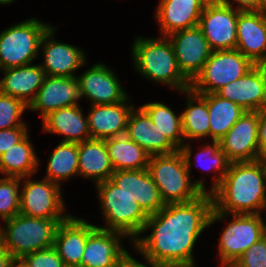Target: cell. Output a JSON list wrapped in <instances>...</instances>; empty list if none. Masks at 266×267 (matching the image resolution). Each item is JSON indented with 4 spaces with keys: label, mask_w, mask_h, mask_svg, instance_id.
I'll use <instances>...</instances> for the list:
<instances>
[{
    "label": "cell",
    "mask_w": 266,
    "mask_h": 267,
    "mask_svg": "<svg viewBox=\"0 0 266 267\" xmlns=\"http://www.w3.org/2000/svg\"><path fill=\"white\" fill-rule=\"evenodd\" d=\"M213 208L211 193L186 203L165 204L157 213L149 215L142 230L151 229L146 236H138L133 248L146 262L164 267L193 264L194 245L202 232L209 227Z\"/></svg>",
    "instance_id": "1"
},
{
    "label": "cell",
    "mask_w": 266,
    "mask_h": 267,
    "mask_svg": "<svg viewBox=\"0 0 266 267\" xmlns=\"http://www.w3.org/2000/svg\"><path fill=\"white\" fill-rule=\"evenodd\" d=\"M213 208L225 214H261L266 210V177L259 160L233 162L211 193Z\"/></svg>",
    "instance_id": "2"
},
{
    "label": "cell",
    "mask_w": 266,
    "mask_h": 267,
    "mask_svg": "<svg viewBox=\"0 0 266 267\" xmlns=\"http://www.w3.org/2000/svg\"><path fill=\"white\" fill-rule=\"evenodd\" d=\"M188 142L174 153L150 156L147 170L164 204L186 203L208 193L203 179L191 181L193 149Z\"/></svg>",
    "instance_id": "3"
},
{
    "label": "cell",
    "mask_w": 266,
    "mask_h": 267,
    "mask_svg": "<svg viewBox=\"0 0 266 267\" xmlns=\"http://www.w3.org/2000/svg\"><path fill=\"white\" fill-rule=\"evenodd\" d=\"M131 52L135 70L142 77L180 92L190 88L191 82L180 71L168 36L138 37Z\"/></svg>",
    "instance_id": "4"
},
{
    "label": "cell",
    "mask_w": 266,
    "mask_h": 267,
    "mask_svg": "<svg viewBox=\"0 0 266 267\" xmlns=\"http://www.w3.org/2000/svg\"><path fill=\"white\" fill-rule=\"evenodd\" d=\"M66 219H46L21 213L4 220L0 227V244L15 260L25 255L53 247L59 224Z\"/></svg>",
    "instance_id": "5"
},
{
    "label": "cell",
    "mask_w": 266,
    "mask_h": 267,
    "mask_svg": "<svg viewBox=\"0 0 266 267\" xmlns=\"http://www.w3.org/2000/svg\"><path fill=\"white\" fill-rule=\"evenodd\" d=\"M96 189L101 213L107 224L97 227L122 233L133 242L142 233L148 215L134 198L123 192L110 179L96 184Z\"/></svg>",
    "instance_id": "6"
},
{
    "label": "cell",
    "mask_w": 266,
    "mask_h": 267,
    "mask_svg": "<svg viewBox=\"0 0 266 267\" xmlns=\"http://www.w3.org/2000/svg\"><path fill=\"white\" fill-rule=\"evenodd\" d=\"M231 217L218 237V256L221 267H231L243 253L266 235V223L262 214H225L212 208L209 226Z\"/></svg>",
    "instance_id": "7"
},
{
    "label": "cell",
    "mask_w": 266,
    "mask_h": 267,
    "mask_svg": "<svg viewBox=\"0 0 266 267\" xmlns=\"http://www.w3.org/2000/svg\"><path fill=\"white\" fill-rule=\"evenodd\" d=\"M51 26L30 18L3 30L0 33V69L33 63L39 56L42 37Z\"/></svg>",
    "instance_id": "8"
},
{
    "label": "cell",
    "mask_w": 266,
    "mask_h": 267,
    "mask_svg": "<svg viewBox=\"0 0 266 267\" xmlns=\"http://www.w3.org/2000/svg\"><path fill=\"white\" fill-rule=\"evenodd\" d=\"M254 66L237 49L212 51L190 88L199 94L216 93L223 86L244 76Z\"/></svg>",
    "instance_id": "9"
},
{
    "label": "cell",
    "mask_w": 266,
    "mask_h": 267,
    "mask_svg": "<svg viewBox=\"0 0 266 267\" xmlns=\"http://www.w3.org/2000/svg\"><path fill=\"white\" fill-rule=\"evenodd\" d=\"M31 176L22 177L19 213L36 218L67 219L71 214L64 213L66 208L61 186L50 180H32Z\"/></svg>",
    "instance_id": "10"
},
{
    "label": "cell",
    "mask_w": 266,
    "mask_h": 267,
    "mask_svg": "<svg viewBox=\"0 0 266 267\" xmlns=\"http://www.w3.org/2000/svg\"><path fill=\"white\" fill-rule=\"evenodd\" d=\"M239 12L217 0H209L205 4L198 27L213 51L236 49Z\"/></svg>",
    "instance_id": "11"
},
{
    "label": "cell",
    "mask_w": 266,
    "mask_h": 267,
    "mask_svg": "<svg viewBox=\"0 0 266 267\" xmlns=\"http://www.w3.org/2000/svg\"><path fill=\"white\" fill-rule=\"evenodd\" d=\"M168 38L180 71L192 82L202 71L213 50L198 26L174 32Z\"/></svg>",
    "instance_id": "12"
},
{
    "label": "cell",
    "mask_w": 266,
    "mask_h": 267,
    "mask_svg": "<svg viewBox=\"0 0 266 267\" xmlns=\"http://www.w3.org/2000/svg\"><path fill=\"white\" fill-rule=\"evenodd\" d=\"M56 28L53 25L43 35L40 43L43 63L41 68L47 76L77 77L74 71L86 65L84 50L54 39Z\"/></svg>",
    "instance_id": "13"
},
{
    "label": "cell",
    "mask_w": 266,
    "mask_h": 267,
    "mask_svg": "<svg viewBox=\"0 0 266 267\" xmlns=\"http://www.w3.org/2000/svg\"><path fill=\"white\" fill-rule=\"evenodd\" d=\"M219 143L231 163L258 160V111H245Z\"/></svg>",
    "instance_id": "14"
},
{
    "label": "cell",
    "mask_w": 266,
    "mask_h": 267,
    "mask_svg": "<svg viewBox=\"0 0 266 267\" xmlns=\"http://www.w3.org/2000/svg\"><path fill=\"white\" fill-rule=\"evenodd\" d=\"M115 72L106 64L97 63L88 68L81 76V98L90 100L91 105L114 104L126 101L129 97L123 89Z\"/></svg>",
    "instance_id": "15"
},
{
    "label": "cell",
    "mask_w": 266,
    "mask_h": 267,
    "mask_svg": "<svg viewBox=\"0 0 266 267\" xmlns=\"http://www.w3.org/2000/svg\"><path fill=\"white\" fill-rule=\"evenodd\" d=\"M80 82L77 77L45 76L42 86L28 106L31 111H40L42 119L50 112L79 104Z\"/></svg>",
    "instance_id": "16"
},
{
    "label": "cell",
    "mask_w": 266,
    "mask_h": 267,
    "mask_svg": "<svg viewBox=\"0 0 266 267\" xmlns=\"http://www.w3.org/2000/svg\"><path fill=\"white\" fill-rule=\"evenodd\" d=\"M124 234L96 227L88 236L80 267H120L130 255L121 245Z\"/></svg>",
    "instance_id": "17"
},
{
    "label": "cell",
    "mask_w": 266,
    "mask_h": 267,
    "mask_svg": "<svg viewBox=\"0 0 266 267\" xmlns=\"http://www.w3.org/2000/svg\"><path fill=\"white\" fill-rule=\"evenodd\" d=\"M216 94L239 105L245 111L266 110V78L259 65L244 76L220 88Z\"/></svg>",
    "instance_id": "18"
},
{
    "label": "cell",
    "mask_w": 266,
    "mask_h": 267,
    "mask_svg": "<svg viewBox=\"0 0 266 267\" xmlns=\"http://www.w3.org/2000/svg\"><path fill=\"white\" fill-rule=\"evenodd\" d=\"M110 180L134 198L148 216L165 206L159 189L147 169L114 171Z\"/></svg>",
    "instance_id": "19"
},
{
    "label": "cell",
    "mask_w": 266,
    "mask_h": 267,
    "mask_svg": "<svg viewBox=\"0 0 266 267\" xmlns=\"http://www.w3.org/2000/svg\"><path fill=\"white\" fill-rule=\"evenodd\" d=\"M97 227L70 215L57 229L54 245L65 267H80L89 234Z\"/></svg>",
    "instance_id": "20"
},
{
    "label": "cell",
    "mask_w": 266,
    "mask_h": 267,
    "mask_svg": "<svg viewBox=\"0 0 266 267\" xmlns=\"http://www.w3.org/2000/svg\"><path fill=\"white\" fill-rule=\"evenodd\" d=\"M209 0H160L155 17L161 36L198 26L205 4Z\"/></svg>",
    "instance_id": "21"
},
{
    "label": "cell",
    "mask_w": 266,
    "mask_h": 267,
    "mask_svg": "<svg viewBox=\"0 0 266 267\" xmlns=\"http://www.w3.org/2000/svg\"><path fill=\"white\" fill-rule=\"evenodd\" d=\"M126 101L114 104L91 105L88 112V128L92 139L105 140L125 135L133 104Z\"/></svg>",
    "instance_id": "22"
},
{
    "label": "cell",
    "mask_w": 266,
    "mask_h": 267,
    "mask_svg": "<svg viewBox=\"0 0 266 267\" xmlns=\"http://www.w3.org/2000/svg\"><path fill=\"white\" fill-rule=\"evenodd\" d=\"M236 49L255 65L266 61V16L257 11H240Z\"/></svg>",
    "instance_id": "23"
},
{
    "label": "cell",
    "mask_w": 266,
    "mask_h": 267,
    "mask_svg": "<svg viewBox=\"0 0 266 267\" xmlns=\"http://www.w3.org/2000/svg\"><path fill=\"white\" fill-rule=\"evenodd\" d=\"M125 135L150 155L171 154L179 150L140 107L131 111Z\"/></svg>",
    "instance_id": "24"
},
{
    "label": "cell",
    "mask_w": 266,
    "mask_h": 267,
    "mask_svg": "<svg viewBox=\"0 0 266 267\" xmlns=\"http://www.w3.org/2000/svg\"><path fill=\"white\" fill-rule=\"evenodd\" d=\"M42 121V131L63 136L62 142L81 143L92 139L88 118L79 104L52 111Z\"/></svg>",
    "instance_id": "25"
},
{
    "label": "cell",
    "mask_w": 266,
    "mask_h": 267,
    "mask_svg": "<svg viewBox=\"0 0 266 267\" xmlns=\"http://www.w3.org/2000/svg\"><path fill=\"white\" fill-rule=\"evenodd\" d=\"M1 71L4 77L0 79V93L19 99L26 106L33 101L46 76L39 64Z\"/></svg>",
    "instance_id": "26"
},
{
    "label": "cell",
    "mask_w": 266,
    "mask_h": 267,
    "mask_svg": "<svg viewBox=\"0 0 266 267\" xmlns=\"http://www.w3.org/2000/svg\"><path fill=\"white\" fill-rule=\"evenodd\" d=\"M79 176L94 181V184L110 179L114 172L105 140L89 139L78 143Z\"/></svg>",
    "instance_id": "27"
},
{
    "label": "cell",
    "mask_w": 266,
    "mask_h": 267,
    "mask_svg": "<svg viewBox=\"0 0 266 267\" xmlns=\"http://www.w3.org/2000/svg\"><path fill=\"white\" fill-rule=\"evenodd\" d=\"M186 98V109L181 113L185 143L187 139L210 137V122L207 94H199L191 88L182 91Z\"/></svg>",
    "instance_id": "28"
},
{
    "label": "cell",
    "mask_w": 266,
    "mask_h": 267,
    "mask_svg": "<svg viewBox=\"0 0 266 267\" xmlns=\"http://www.w3.org/2000/svg\"><path fill=\"white\" fill-rule=\"evenodd\" d=\"M114 171L147 169L150 154L126 135L105 139Z\"/></svg>",
    "instance_id": "29"
},
{
    "label": "cell",
    "mask_w": 266,
    "mask_h": 267,
    "mask_svg": "<svg viewBox=\"0 0 266 267\" xmlns=\"http://www.w3.org/2000/svg\"><path fill=\"white\" fill-rule=\"evenodd\" d=\"M39 160L29 134L0 156V173L4 177H27L37 173Z\"/></svg>",
    "instance_id": "30"
},
{
    "label": "cell",
    "mask_w": 266,
    "mask_h": 267,
    "mask_svg": "<svg viewBox=\"0 0 266 267\" xmlns=\"http://www.w3.org/2000/svg\"><path fill=\"white\" fill-rule=\"evenodd\" d=\"M207 105L212 141L221 140L245 112L236 103L221 98L216 93L207 94Z\"/></svg>",
    "instance_id": "31"
},
{
    "label": "cell",
    "mask_w": 266,
    "mask_h": 267,
    "mask_svg": "<svg viewBox=\"0 0 266 267\" xmlns=\"http://www.w3.org/2000/svg\"><path fill=\"white\" fill-rule=\"evenodd\" d=\"M47 163L44 178L58 185L63 180L78 176V143L61 141L50 154Z\"/></svg>",
    "instance_id": "32"
},
{
    "label": "cell",
    "mask_w": 266,
    "mask_h": 267,
    "mask_svg": "<svg viewBox=\"0 0 266 267\" xmlns=\"http://www.w3.org/2000/svg\"><path fill=\"white\" fill-rule=\"evenodd\" d=\"M139 107L178 149L183 146L185 139L183 136L181 113L176 115L170 107L157 101Z\"/></svg>",
    "instance_id": "33"
},
{
    "label": "cell",
    "mask_w": 266,
    "mask_h": 267,
    "mask_svg": "<svg viewBox=\"0 0 266 267\" xmlns=\"http://www.w3.org/2000/svg\"><path fill=\"white\" fill-rule=\"evenodd\" d=\"M202 148V149H201ZM196 153L195 162L200 168L208 172H218L213 177L212 187L208 193H212L221 183L222 178L229 169L231 162L227 159L226 154L220 149L219 141H212L211 144L203 145ZM214 170V171H213Z\"/></svg>",
    "instance_id": "34"
},
{
    "label": "cell",
    "mask_w": 266,
    "mask_h": 267,
    "mask_svg": "<svg viewBox=\"0 0 266 267\" xmlns=\"http://www.w3.org/2000/svg\"><path fill=\"white\" fill-rule=\"evenodd\" d=\"M20 177H0V218H13L20 211Z\"/></svg>",
    "instance_id": "35"
},
{
    "label": "cell",
    "mask_w": 266,
    "mask_h": 267,
    "mask_svg": "<svg viewBox=\"0 0 266 267\" xmlns=\"http://www.w3.org/2000/svg\"><path fill=\"white\" fill-rule=\"evenodd\" d=\"M28 109L21 100L0 93V130L14 127H27L22 114Z\"/></svg>",
    "instance_id": "36"
},
{
    "label": "cell",
    "mask_w": 266,
    "mask_h": 267,
    "mask_svg": "<svg viewBox=\"0 0 266 267\" xmlns=\"http://www.w3.org/2000/svg\"><path fill=\"white\" fill-rule=\"evenodd\" d=\"M231 267H266V235L252 244Z\"/></svg>",
    "instance_id": "37"
},
{
    "label": "cell",
    "mask_w": 266,
    "mask_h": 267,
    "mask_svg": "<svg viewBox=\"0 0 266 267\" xmlns=\"http://www.w3.org/2000/svg\"><path fill=\"white\" fill-rule=\"evenodd\" d=\"M21 261L28 267H65L54 247L27 254Z\"/></svg>",
    "instance_id": "38"
},
{
    "label": "cell",
    "mask_w": 266,
    "mask_h": 267,
    "mask_svg": "<svg viewBox=\"0 0 266 267\" xmlns=\"http://www.w3.org/2000/svg\"><path fill=\"white\" fill-rule=\"evenodd\" d=\"M29 134L28 127H14L0 130V156L22 141Z\"/></svg>",
    "instance_id": "39"
},
{
    "label": "cell",
    "mask_w": 266,
    "mask_h": 267,
    "mask_svg": "<svg viewBox=\"0 0 266 267\" xmlns=\"http://www.w3.org/2000/svg\"><path fill=\"white\" fill-rule=\"evenodd\" d=\"M266 157V110L258 112V160Z\"/></svg>",
    "instance_id": "40"
},
{
    "label": "cell",
    "mask_w": 266,
    "mask_h": 267,
    "mask_svg": "<svg viewBox=\"0 0 266 267\" xmlns=\"http://www.w3.org/2000/svg\"><path fill=\"white\" fill-rule=\"evenodd\" d=\"M225 5L235 7V9L240 11H257L260 5V0H217ZM233 1V2H232ZM238 5L234 6V3Z\"/></svg>",
    "instance_id": "41"
},
{
    "label": "cell",
    "mask_w": 266,
    "mask_h": 267,
    "mask_svg": "<svg viewBox=\"0 0 266 267\" xmlns=\"http://www.w3.org/2000/svg\"><path fill=\"white\" fill-rule=\"evenodd\" d=\"M120 267H161L157 264H153L150 262L147 263H141L137 261L135 258L132 257V255H129L121 264Z\"/></svg>",
    "instance_id": "42"
},
{
    "label": "cell",
    "mask_w": 266,
    "mask_h": 267,
    "mask_svg": "<svg viewBox=\"0 0 266 267\" xmlns=\"http://www.w3.org/2000/svg\"><path fill=\"white\" fill-rule=\"evenodd\" d=\"M14 260L12 255L0 244V267H12Z\"/></svg>",
    "instance_id": "43"
},
{
    "label": "cell",
    "mask_w": 266,
    "mask_h": 267,
    "mask_svg": "<svg viewBox=\"0 0 266 267\" xmlns=\"http://www.w3.org/2000/svg\"><path fill=\"white\" fill-rule=\"evenodd\" d=\"M257 12H260L262 15L266 16V0H260V5Z\"/></svg>",
    "instance_id": "44"
},
{
    "label": "cell",
    "mask_w": 266,
    "mask_h": 267,
    "mask_svg": "<svg viewBox=\"0 0 266 267\" xmlns=\"http://www.w3.org/2000/svg\"><path fill=\"white\" fill-rule=\"evenodd\" d=\"M12 267H28L21 260H14Z\"/></svg>",
    "instance_id": "45"
},
{
    "label": "cell",
    "mask_w": 266,
    "mask_h": 267,
    "mask_svg": "<svg viewBox=\"0 0 266 267\" xmlns=\"http://www.w3.org/2000/svg\"><path fill=\"white\" fill-rule=\"evenodd\" d=\"M164 267H196V266L195 263H193V264L167 265Z\"/></svg>",
    "instance_id": "46"
},
{
    "label": "cell",
    "mask_w": 266,
    "mask_h": 267,
    "mask_svg": "<svg viewBox=\"0 0 266 267\" xmlns=\"http://www.w3.org/2000/svg\"><path fill=\"white\" fill-rule=\"evenodd\" d=\"M258 65L261 67V69H262V71H263V73L265 75V78H266V61H263Z\"/></svg>",
    "instance_id": "47"
},
{
    "label": "cell",
    "mask_w": 266,
    "mask_h": 267,
    "mask_svg": "<svg viewBox=\"0 0 266 267\" xmlns=\"http://www.w3.org/2000/svg\"><path fill=\"white\" fill-rule=\"evenodd\" d=\"M264 168V171H265V177H266V157H262L260 160H259Z\"/></svg>",
    "instance_id": "48"
},
{
    "label": "cell",
    "mask_w": 266,
    "mask_h": 267,
    "mask_svg": "<svg viewBox=\"0 0 266 267\" xmlns=\"http://www.w3.org/2000/svg\"><path fill=\"white\" fill-rule=\"evenodd\" d=\"M15 0H0V4L1 5H9V4H11L12 2H14Z\"/></svg>",
    "instance_id": "49"
}]
</instances>
